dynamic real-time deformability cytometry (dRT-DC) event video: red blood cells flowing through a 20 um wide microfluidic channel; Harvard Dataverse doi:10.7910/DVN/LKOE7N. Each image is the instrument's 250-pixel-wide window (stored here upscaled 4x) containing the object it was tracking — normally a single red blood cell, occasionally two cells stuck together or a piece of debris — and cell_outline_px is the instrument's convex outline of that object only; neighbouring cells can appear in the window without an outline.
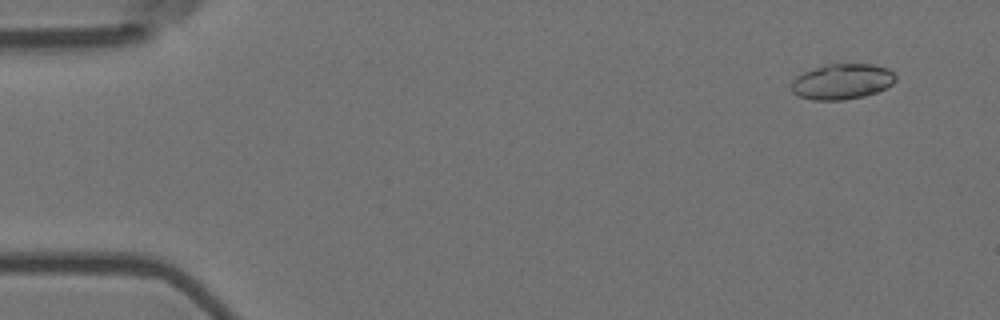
{"species": "Egyptian fruit bat (a non-hibernating species)", "species_latin": "Rousettus aegyptiacus", "temperature_condition": "room temperature", "stored_images_in_passage": 57, "camera_frame_rate_fps": 3000, "um_per_image_px": 0.085, "animal": {"sex": "female"}, "frame": {"image": 1, "passage_image": 4, "time_ms": 1.0, "image_size_px": [1000, 320], "cell_outline_px": [[896, 80], [892, 84], [876, 92], [864, 96], [840, 100], [812, 100], [800, 96], [792, 92], [792, 80], [796, 76], [804, 72], [824, 64], [872, 64], [888, 68], [896, 76]], "centroid_in_image_um": [71.57, 6.92], "position_along_channel_um": 13.4, "area_um2": 21.5}}
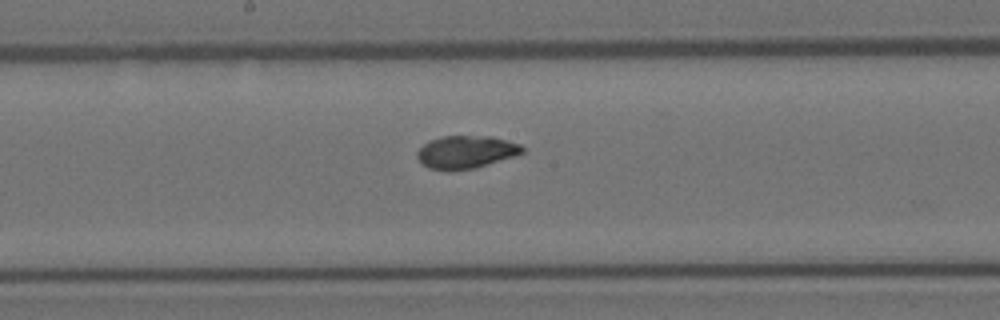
{"frame": {"image": 2, "passage_image": 30, "time_ms": 9.667, "image_size_px": [1000, 320], "cell_outline_px": [[524, 152], [516, 156], [476, 168], [448, 172], [428, 168], [420, 164], [416, 156], [416, 152], [428, 140], [440, 136], [492, 136], [520, 144], [524, 148]], "centroid_in_image_um": [39.57, 12.94], "position_along_channel_um": 208.6, "area_um2": 20.63}}
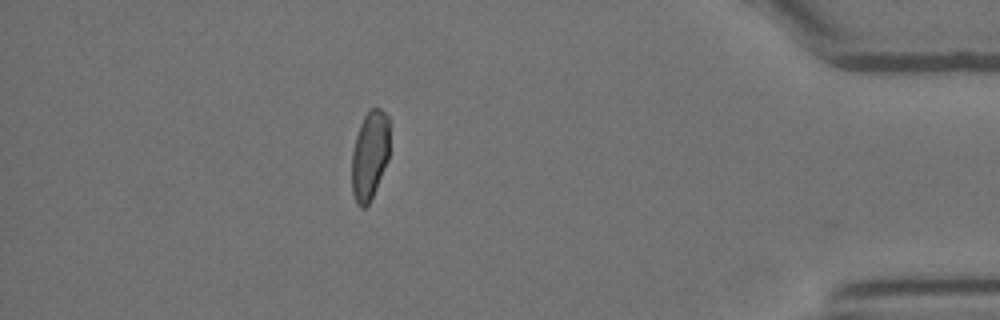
{"frame": {"image": 3, "passage_image": 50, "time_ms": 16.333, "image_size_px": [1000, 320], "cell_outline_px": [[388, 160], [376, 188], [368, 204], [364, 208], [360, 208], [356, 204], [352, 192], [352, 152], [356, 136], [360, 124], [364, 116], [372, 108], [380, 108], [388, 116]], "centroid_in_image_um": [31.41, 13.22], "position_along_channel_um": 403.8, "area_um2": 19.48}, "authors_computed_cell_mechanics": {"area_um2": 20.4612, "velocity_mm_per_s": 3.5998, "shape_relaxation_time_tau1_ms": 8.1725, "shape_relaxation_time_tau2_ms": 1.4682, "deformation_change_tau1": 0.2149, "deformation_change_tau2": 0.0531}}